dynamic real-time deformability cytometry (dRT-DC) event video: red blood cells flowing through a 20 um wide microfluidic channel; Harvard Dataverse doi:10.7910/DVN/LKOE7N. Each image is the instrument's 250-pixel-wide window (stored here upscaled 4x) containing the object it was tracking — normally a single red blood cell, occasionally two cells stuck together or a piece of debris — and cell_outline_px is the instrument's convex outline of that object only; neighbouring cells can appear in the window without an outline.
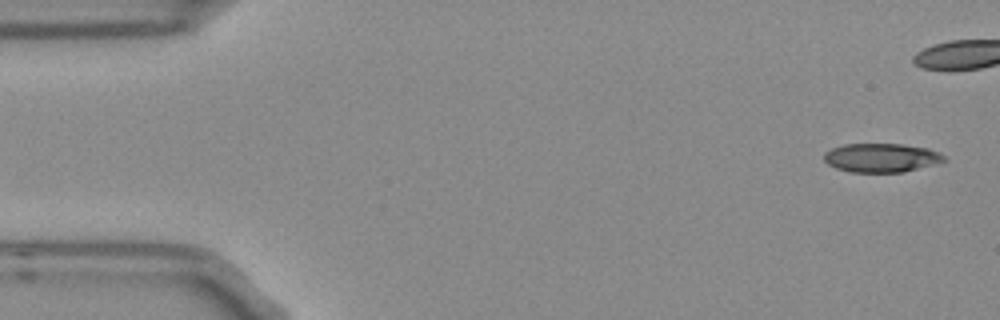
{"species": "Egyptian fruit bat (a non-hibernating species)", "species_latin": "Rousettus aegyptiacus", "temperature_condition": "room temperature", "stored_images_in_passage": 9, "camera_frame_rate_fps": 3000, "um_per_image_px": 0.085, "frame": {"image": 1, "passage_image": 1, "time_ms": 0.0, "image_size_px": [1000, 320], "cell_outline_px": [[944, 160], [932, 164], [904, 172], [848, 172], [836, 168], [828, 164], [824, 160], [824, 152], [832, 148], [844, 144], [900, 144], [928, 148], [940, 152], [944, 156]], "centroid_in_image_um": [74.86, 13.4], "position_along_channel_um": 10.1, "area_um2": 20.06}}